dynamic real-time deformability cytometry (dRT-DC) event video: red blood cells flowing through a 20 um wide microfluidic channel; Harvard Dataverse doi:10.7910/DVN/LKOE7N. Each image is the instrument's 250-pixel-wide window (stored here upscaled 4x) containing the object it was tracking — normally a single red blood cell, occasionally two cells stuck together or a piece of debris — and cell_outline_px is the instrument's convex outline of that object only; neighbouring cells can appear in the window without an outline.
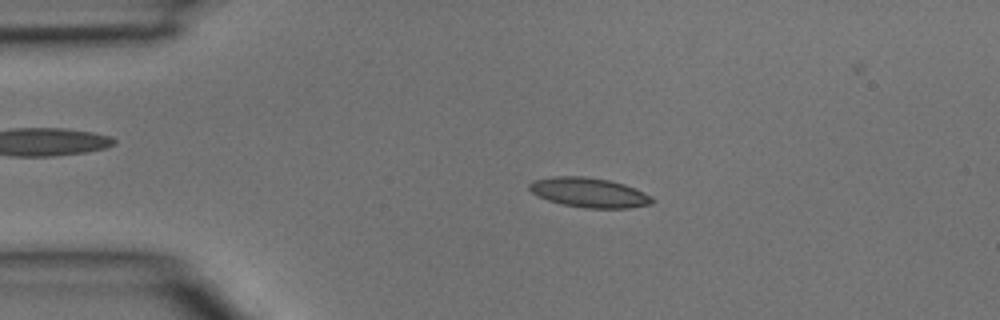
{"species": "common noctule bat (a hibernating species)", "species_latin": "Nyctalus noctula", "temperature_condition": "room temperature", "stored_images_in_passage": 3, "camera_frame_rate_fps": 3000, "um_per_image_px": 0.085, "animal": {"sex": "male", "body_mass_g": 15.6}, "frame": {"image": 1, "passage_image": 2, "time_ms": 0.333, "image_size_px": [1000, 320], "cell_outline_px": [[656, 200], [652, 204], [628, 208], [584, 208], [564, 204], [548, 200], [532, 192], [528, 188], [528, 184], [532, 180], [556, 176], [580, 176], [608, 180], [624, 184], [644, 192], [652, 196]], "centroid_in_image_um": [50.1, 16.37], "position_along_channel_um": 34.9, "area_um2": 21.15}}